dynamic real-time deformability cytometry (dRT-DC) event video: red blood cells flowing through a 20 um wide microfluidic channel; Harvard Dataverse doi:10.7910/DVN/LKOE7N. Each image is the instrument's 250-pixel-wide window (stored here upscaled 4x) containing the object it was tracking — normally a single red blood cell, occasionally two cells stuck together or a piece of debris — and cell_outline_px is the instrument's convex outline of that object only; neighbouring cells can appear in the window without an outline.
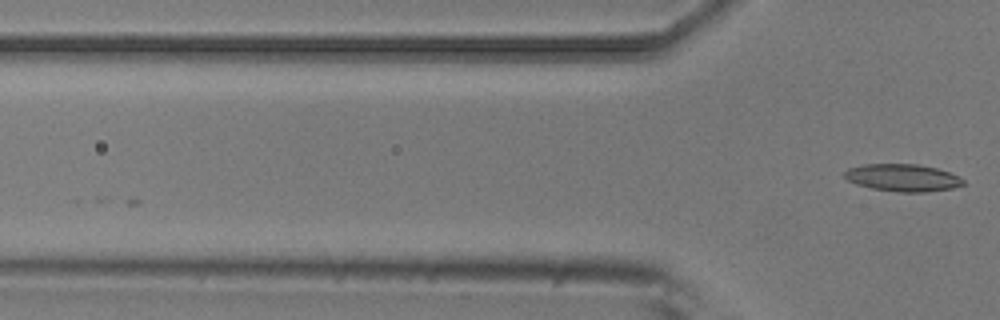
{"species": "common noctule bat (a hibernating species)", "species_latin": "Nyctalus noctula", "temperature_condition": "room temperature", "stored_images_in_passage": 3, "camera_frame_rate_fps": 3000, "um_per_image_px": 0.085, "animal": {"sex": "male", "body_mass_g": 20.5, "forearm_length_mm": 52.5}, "frame": {"image": 1, "passage_image": 3, "time_ms": 0.667, "image_size_px": [1000, 320], "cell_outline_px": [[964, 184], [952, 188], [924, 192], [900, 192], [872, 188], [856, 184], [848, 180], [844, 176], [844, 172], [848, 168], [864, 164], [916, 164], [936, 168], [960, 176], [964, 180]], "centroid_in_image_um": [76.72, 15.1], "position_along_channel_um": 49.1, "area_um2": 18.79}}